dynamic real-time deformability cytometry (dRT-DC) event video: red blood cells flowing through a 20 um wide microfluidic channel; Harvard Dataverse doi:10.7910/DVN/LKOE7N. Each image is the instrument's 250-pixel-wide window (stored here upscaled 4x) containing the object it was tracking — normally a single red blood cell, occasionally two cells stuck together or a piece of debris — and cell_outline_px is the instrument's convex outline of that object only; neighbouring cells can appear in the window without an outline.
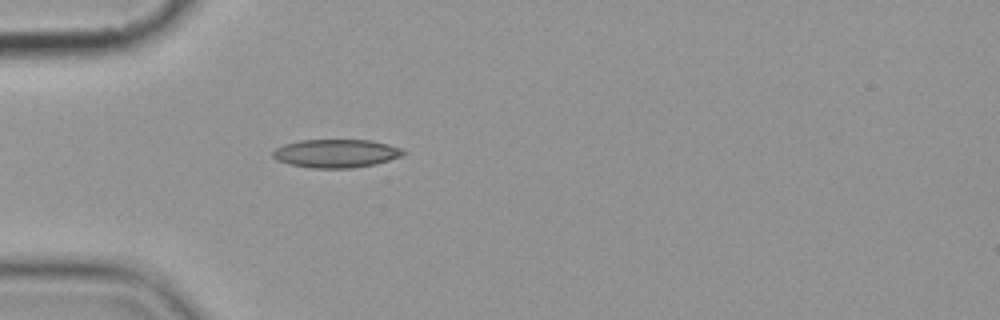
{"species": "common noctule bat (a hibernating species)", "species_latin": "Nyctalus noctula", "temperature_condition": "cold", "stored_images_in_passage": 6, "camera_frame_rate_fps": 3000, "um_per_image_px": 0.085, "animal": {"sex": "female", "body_mass_g": 19.9}, "frame": {"image": 1, "passage_image": 6, "time_ms": 6.667, "image_size_px": [1000, 320], "cell_outline_px": [[404, 152], [400, 156], [376, 164], [352, 168], [308, 168], [288, 164], [276, 160], [272, 156], [272, 152], [276, 148], [284, 144], [300, 140], [372, 140], [388, 144], [400, 148]], "centroid_in_image_um": [28.51, 13.04], "position_along_channel_um": 56.5, "area_um2": 21.56}}